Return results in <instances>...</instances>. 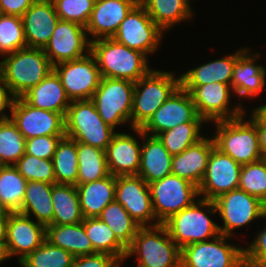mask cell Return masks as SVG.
Segmentation results:
<instances>
[{"label": "cell", "mask_w": 266, "mask_h": 267, "mask_svg": "<svg viewBox=\"0 0 266 267\" xmlns=\"http://www.w3.org/2000/svg\"><path fill=\"white\" fill-rule=\"evenodd\" d=\"M0 61V79L13 98H20L39 84L53 65L41 48H23Z\"/></svg>", "instance_id": "obj_1"}, {"label": "cell", "mask_w": 266, "mask_h": 267, "mask_svg": "<svg viewBox=\"0 0 266 267\" xmlns=\"http://www.w3.org/2000/svg\"><path fill=\"white\" fill-rule=\"evenodd\" d=\"M90 53L96 60L101 77L135 83L151 70L145 54L130 49L113 38L91 40Z\"/></svg>", "instance_id": "obj_2"}, {"label": "cell", "mask_w": 266, "mask_h": 267, "mask_svg": "<svg viewBox=\"0 0 266 267\" xmlns=\"http://www.w3.org/2000/svg\"><path fill=\"white\" fill-rule=\"evenodd\" d=\"M251 114L252 118L247 122L244 121V115L236 119L214 122L215 147L241 165L263 158L259 149L257 113L253 110Z\"/></svg>", "instance_id": "obj_3"}, {"label": "cell", "mask_w": 266, "mask_h": 267, "mask_svg": "<svg viewBox=\"0 0 266 267\" xmlns=\"http://www.w3.org/2000/svg\"><path fill=\"white\" fill-rule=\"evenodd\" d=\"M205 207H208L205 211L211 215L217 211L214 201L202 198L163 223L171 239L180 249L220 235L218 224L214 223L202 210Z\"/></svg>", "instance_id": "obj_4"}, {"label": "cell", "mask_w": 266, "mask_h": 267, "mask_svg": "<svg viewBox=\"0 0 266 267\" xmlns=\"http://www.w3.org/2000/svg\"><path fill=\"white\" fill-rule=\"evenodd\" d=\"M174 72L150 70L135 82L131 129L142 128L154 112L180 87Z\"/></svg>", "instance_id": "obj_5"}, {"label": "cell", "mask_w": 266, "mask_h": 267, "mask_svg": "<svg viewBox=\"0 0 266 267\" xmlns=\"http://www.w3.org/2000/svg\"><path fill=\"white\" fill-rule=\"evenodd\" d=\"M135 254L137 267H180L181 249L163 224L138 229L127 247L125 259Z\"/></svg>", "instance_id": "obj_6"}, {"label": "cell", "mask_w": 266, "mask_h": 267, "mask_svg": "<svg viewBox=\"0 0 266 267\" xmlns=\"http://www.w3.org/2000/svg\"><path fill=\"white\" fill-rule=\"evenodd\" d=\"M115 134L91 99L71 101L65 116V136L105 151Z\"/></svg>", "instance_id": "obj_7"}, {"label": "cell", "mask_w": 266, "mask_h": 267, "mask_svg": "<svg viewBox=\"0 0 266 267\" xmlns=\"http://www.w3.org/2000/svg\"><path fill=\"white\" fill-rule=\"evenodd\" d=\"M148 185L153 212L157 219L155 224H163L171 216L193 204L199 196L197 185L173 174Z\"/></svg>", "instance_id": "obj_8"}, {"label": "cell", "mask_w": 266, "mask_h": 267, "mask_svg": "<svg viewBox=\"0 0 266 267\" xmlns=\"http://www.w3.org/2000/svg\"><path fill=\"white\" fill-rule=\"evenodd\" d=\"M135 83L125 79L102 77L91 100L105 123L116 125L131 121Z\"/></svg>", "instance_id": "obj_9"}, {"label": "cell", "mask_w": 266, "mask_h": 267, "mask_svg": "<svg viewBox=\"0 0 266 267\" xmlns=\"http://www.w3.org/2000/svg\"><path fill=\"white\" fill-rule=\"evenodd\" d=\"M229 236L187 245L181 249L180 267H245L244 248L226 243Z\"/></svg>", "instance_id": "obj_10"}, {"label": "cell", "mask_w": 266, "mask_h": 267, "mask_svg": "<svg viewBox=\"0 0 266 267\" xmlns=\"http://www.w3.org/2000/svg\"><path fill=\"white\" fill-rule=\"evenodd\" d=\"M214 203L224 222L223 227L218 225L220 234L229 237L235 229L265 216L266 204L239 188L221 195Z\"/></svg>", "instance_id": "obj_11"}, {"label": "cell", "mask_w": 266, "mask_h": 267, "mask_svg": "<svg viewBox=\"0 0 266 267\" xmlns=\"http://www.w3.org/2000/svg\"><path fill=\"white\" fill-rule=\"evenodd\" d=\"M181 87L191 94L197 113L205 122L231 120L245 115L241 104L230 109L231 86L229 84L212 82Z\"/></svg>", "instance_id": "obj_12"}, {"label": "cell", "mask_w": 266, "mask_h": 267, "mask_svg": "<svg viewBox=\"0 0 266 267\" xmlns=\"http://www.w3.org/2000/svg\"><path fill=\"white\" fill-rule=\"evenodd\" d=\"M162 34L163 31L138 2L122 21L113 39L147 56L157 50Z\"/></svg>", "instance_id": "obj_13"}, {"label": "cell", "mask_w": 266, "mask_h": 267, "mask_svg": "<svg viewBox=\"0 0 266 267\" xmlns=\"http://www.w3.org/2000/svg\"><path fill=\"white\" fill-rule=\"evenodd\" d=\"M71 101L89 100L101 81L100 70L94 56L88 55L53 66Z\"/></svg>", "instance_id": "obj_14"}, {"label": "cell", "mask_w": 266, "mask_h": 267, "mask_svg": "<svg viewBox=\"0 0 266 267\" xmlns=\"http://www.w3.org/2000/svg\"><path fill=\"white\" fill-rule=\"evenodd\" d=\"M12 122L25 139L39 136L65 135V116L28 104L22 97L11 104Z\"/></svg>", "instance_id": "obj_15"}, {"label": "cell", "mask_w": 266, "mask_h": 267, "mask_svg": "<svg viewBox=\"0 0 266 267\" xmlns=\"http://www.w3.org/2000/svg\"><path fill=\"white\" fill-rule=\"evenodd\" d=\"M87 36L84 26L59 19L48 44L43 49L44 53L53 66L80 59L91 50V40Z\"/></svg>", "instance_id": "obj_16"}, {"label": "cell", "mask_w": 266, "mask_h": 267, "mask_svg": "<svg viewBox=\"0 0 266 267\" xmlns=\"http://www.w3.org/2000/svg\"><path fill=\"white\" fill-rule=\"evenodd\" d=\"M187 122L205 123L197 113L191 94L180 86L141 129L147 135L151 132V136H157Z\"/></svg>", "instance_id": "obj_17"}, {"label": "cell", "mask_w": 266, "mask_h": 267, "mask_svg": "<svg viewBox=\"0 0 266 267\" xmlns=\"http://www.w3.org/2000/svg\"><path fill=\"white\" fill-rule=\"evenodd\" d=\"M242 165L214 147L208 159L206 172L198 186L199 195L214 201L221 195L237 189Z\"/></svg>", "instance_id": "obj_18"}, {"label": "cell", "mask_w": 266, "mask_h": 267, "mask_svg": "<svg viewBox=\"0 0 266 267\" xmlns=\"http://www.w3.org/2000/svg\"><path fill=\"white\" fill-rule=\"evenodd\" d=\"M115 200L120 203L129 215L145 227L159 224L148 223L156 219L152 208L149 185L138 175L116 176Z\"/></svg>", "instance_id": "obj_19"}, {"label": "cell", "mask_w": 266, "mask_h": 267, "mask_svg": "<svg viewBox=\"0 0 266 267\" xmlns=\"http://www.w3.org/2000/svg\"><path fill=\"white\" fill-rule=\"evenodd\" d=\"M46 236V227L30 220V217L16 213L8 215L6 230L5 260L21 255L19 262L38 248Z\"/></svg>", "instance_id": "obj_20"}, {"label": "cell", "mask_w": 266, "mask_h": 267, "mask_svg": "<svg viewBox=\"0 0 266 267\" xmlns=\"http://www.w3.org/2000/svg\"><path fill=\"white\" fill-rule=\"evenodd\" d=\"M21 17L27 47L44 49L59 21L52 0H36Z\"/></svg>", "instance_id": "obj_21"}, {"label": "cell", "mask_w": 266, "mask_h": 267, "mask_svg": "<svg viewBox=\"0 0 266 267\" xmlns=\"http://www.w3.org/2000/svg\"><path fill=\"white\" fill-rule=\"evenodd\" d=\"M138 0H96L86 25V32L94 40L113 38L120 24Z\"/></svg>", "instance_id": "obj_22"}, {"label": "cell", "mask_w": 266, "mask_h": 267, "mask_svg": "<svg viewBox=\"0 0 266 267\" xmlns=\"http://www.w3.org/2000/svg\"><path fill=\"white\" fill-rule=\"evenodd\" d=\"M248 48L237 51V61L233 66L232 91L239 97H255L264 89L266 70L262 65L254 64L259 57L249 54Z\"/></svg>", "instance_id": "obj_23"}, {"label": "cell", "mask_w": 266, "mask_h": 267, "mask_svg": "<svg viewBox=\"0 0 266 267\" xmlns=\"http://www.w3.org/2000/svg\"><path fill=\"white\" fill-rule=\"evenodd\" d=\"M133 130L146 141L141 146L140 168L137 175L150 184L171 174L173 156L159 138L145 134L141 128Z\"/></svg>", "instance_id": "obj_24"}, {"label": "cell", "mask_w": 266, "mask_h": 267, "mask_svg": "<svg viewBox=\"0 0 266 267\" xmlns=\"http://www.w3.org/2000/svg\"><path fill=\"white\" fill-rule=\"evenodd\" d=\"M107 166L113 176L137 175L140 168L141 147L130 134L116 133L106 150Z\"/></svg>", "instance_id": "obj_25"}, {"label": "cell", "mask_w": 266, "mask_h": 267, "mask_svg": "<svg viewBox=\"0 0 266 267\" xmlns=\"http://www.w3.org/2000/svg\"><path fill=\"white\" fill-rule=\"evenodd\" d=\"M214 147L213 138L203 137L180 154L173 155L171 174L199 186L206 172L208 159Z\"/></svg>", "instance_id": "obj_26"}, {"label": "cell", "mask_w": 266, "mask_h": 267, "mask_svg": "<svg viewBox=\"0 0 266 267\" xmlns=\"http://www.w3.org/2000/svg\"><path fill=\"white\" fill-rule=\"evenodd\" d=\"M22 98L30 105L66 116L71 100L68 98L59 76L52 70L39 84Z\"/></svg>", "instance_id": "obj_27"}, {"label": "cell", "mask_w": 266, "mask_h": 267, "mask_svg": "<svg viewBox=\"0 0 266 267\" xmlns=\"http://www.w3.org/2000/svg\"><path fill=\"white\" fill-rule=\"evenodd\" d=\"M84 218L98 217L102 210L115 200L116 176L75 185Z\"/></svg>", "instance_id": "obj_28"}, {"label": "cell", "mask_w": 266, "mask_h": 267, "mask_svg": "<svg viewBox=\"0 0 266 267\" xmlns=\"http://www.w3.org/2000/svg\"><path fill=\"white\" fill-rule=\"evenodd\" d=\"M45 239L74 257L97 253L86 235L83 223L46 226Z\"/></svg>", "instance_id": "obj_29"}, {"label": "cell", "mask_w": 266, "mask_h": 267, "mask_svg": "<svg viewBox=\"0 0 266 267\" xmlns=\"http://www.w3.org/2000/svg\"><path fill=\"white\" fill-rule=\"evenodd\" d=\"M236 61L237 51L233 53V55L231 54L190 69L186 73L180 75V85L199 86L212 82H221L231 86L233 66Z\"/></svg>", "instance_id": "obj_30"}, {"label": "cell", "mask_w": 266, "mask_h": 267, "mask_svg": "<svg viewBox=\"0 0 266 267\" xmlns=\"http://www.w3.org/2000/svg\"><path fill=\"white\" fill-rule=\"evenodd\" d=\"M53 184L28 181L25 189L22 209L18 212L30 217L33 213L37 222L44 225H52L53 203H52Z\"/></svg>", "instance_id": "obj_31"}, {"label": "cell", "mask_w": 266, "mask_h": 267, "mask_svg": "<svg viewBox=\"0 0 266 267\" xmlns=\"http://www.w3.org/2000/svg\"><path fill=\"white\" fill-rule=\"evenodd\" d=\"M52 203V224L66 225L83 221L84 217L80 208L79 194L75 185L53 184Z\"/></svg>", "instance_id": "obj_32"}, {"label": "cell", "mask_w": 266, "mask_h": 267, "mask_svg": "<svg viewBox=\"0 0 266 267\" xmlns=\"http://www.w3.org/2000/svg\"><path fill=\"white\" fill-rule=\"evenodd\" d=\"M154 23L164 32L171 26L192 18L189 0H140Z\"/></svg>", "instance_id": "obj_33"}, {"label": "cell", "mask_w": 266, "mask_h": 267, "mask_svg": "<svg viewBox=\"0 0 266 267\" xmlns=\"http://www.w3.org/2000/svg\"><path fill=\"white\" fill-rule=\"evenodd\" d=\"M86 235L97 253H106L125 260L127 248L116 238L109 226L99 217L84 218L82 221Z\"/></svg>", "instance_id": "obj_34"}, {"label": "cell", "mask_w": 266, "mask_h": 267, "mask_svg": "<svg viewBox=\"0 0 266 267\" xmlns=\"http://www.w3.org/2000/svg\"><path fill=\"white\" fill-rule=\"evenodd\" d=\"M77 184L93 182L110 175L104 150L77 142Z\"/></svg>", "instance_id": "obj_35"}, {"label": "cell", "mask_w": 266, "mask_h": 267, "mask_svg": "<svg viewBox=\"0 0 266 267\" xmlns=\"http://www.w3.org/2000/svg\"><path fill=\"white\" fill-rule=\"evenodd\" d=\"M56 184L76 185L78 179L77 142L64 136L52 158Z\"/></svg>", "instance_id": "obj_36"}, {"label": "cell", "mask_w": 266, "mask_h": 267, "mask_svg": "<svg viewBox=\"0 0 266 267\" xmlns=\"http://www.w3.org/2000/svg\"><path fill=\"white\" fill-rule=\"evenodd\" d=\"M27 182L14 165H0V201L10 213L22 209Z\"/></svg>", "instance_id": "obj_37"}, {"label": "cell", "mask_w": 266, "mask_h": 267, "mask_svg": "<svg viewBox=\"0 0 266 267\" xmlns=\"http://www.w3.org/2000/svg\"><path fill=\"white\" fill-rule=\"evenodd\" d=\"M113 231L116 238L127 248L134 239L140 225L116 200L108 204L98 216Z\"/></svg>", "instance_id": "obj_38"}, {"label": "cell", "mask_w": 266, "mask_h": 267, "mask_svg": "<svg viewBox=\"0 0 266 267\" xmlns=\"http://www.w3.org/2000/svg\"><path fill=\"white\" fill-rule=\"evenodd\" d=\"M74 256L46 239L20 261L22 267H71Z\"/></svg>", "instance_id": "obj_39"}, {"label": "cell", "mask_w": 266, "mask_h": 267, "mask_svg": "<svg viewBox=\"0 0 266 267\" xmlns=\"http://www.w3.org/2000/svg\"><path fill=\"white\" fill-rule=\"evenodd\" d=\"M203 122L182 123L157 135L168 152L173 156L180 154L189 146L203 138L200 129Z\"/></svg>", "instance_id": "obj_40"}, {"label": "cell", "mask_w": 266, "mask_h": 267, "mask_svg": "<svg viewBox=\"0 0 266 267\" xmlns=\"http://www.w3.org/2000/svg\"><path fill=\"white\" fill-rule=\"evenodd\" d=\"M25 142L10 118L0 120V165H15L25 154Z\"/></svg>", "instance_id": "obj_41"}, {"label": "cell", "mask_w": 266, "mask_h": 267, "mask_svg": "<svg viewBox=\"0 0 266 267\" xmlns=\"http://www.w3.org/2000/svg\"><path fill=\"white\" fill-rule=\"evenodd\" d=\"M238 188L266 204V158L242 165Z\"/></svg>", "instance_id": "obj_42"}, {"label": "cell", "mask_w": 266, "mask_h": 267, "mask_svg": "<svg viewBox=\"0 0 266 267\" xmlns=\"http://www.w3.org/2000/svg\"><path fill=\"white\" fill-rule=\"evenodd\" d=\"M22 17L4 14L0 17V55L26 48Z\"/></svg>", "instance_id": "obj_43"}, {"label": "cell", "mask_w": 266, "mask_h": 267, "mask_svg": "<svg viewBox=\"0 0 266 267\" xmlns=\"http://www.w3.org/2000/svg\"><path fill=\"white\" fill-rule=\"evenodd\" d=\"M14 166L27 181L56 184L52 160L24 154Z\"/></svg>", "instance_id": "obj_44"}, {"label": "cell", "mask_w": 266, "mask_h": 267, "mask_svg": "<svg viewBox=\"0 0 266 267\" xmlns=\"http://www.w3.org/2000/svg\"><path fill=\"white\" fill-rule=\"evenodd\" d=\"M96 0H52L60 20L86 27Z\"/></svg>", "instance_id": "obj_45"}, {"label": "cell", "mask_w": 266, "mask_h": 267, "mask_svg": "<svg viewBox=\"0 0 266 267\" xmlns=\"http://www.w3.org/2000/svg\"><path fill=\"white\" fill-rule=\"evenodd\" d=\"M65 135L39 136L26 139L25 154L33 155L40 159L52 160L57 145Z\"/></svg>", "instance_id": "obj_46"}, {"label": "cell", "mask_w": 266, "mask_h": 267, "mask_svg": "<svg viewBox=\"0 0 266 267\" xmlns=\"http://www.w3.org/2000/svg\"><path fill=\"white\" fill-rule=\"evenodd\" d=\"M245 267H266V227L248 248H244Z\"/></svg>", "instance_id": "obj_47"}, {"label": "cell", "mask_w": 266, "mask_h": 267, "mask_svg": "<svg viewBox=\"0 0 266 267\" xmlns=\"http://www.w3.org/2000/svg\"><path fill=\"white\" fill-rule=\"evenodd\" d=\"M120 261L106 253L75 257L71 267H120Z\"/></svg>", "instance_id": "obj_48"}, {"label": "cell", "mask_w": 266, "mask_h": 267, "mask_svg": "<svg viewBox=\"0 0 266 267\" xmlns=\"http://www.w3.org/2000/svg\"><path fill=\"white\" fill-rule=\"evenodd\" d=\"M36 0H0L4 14L21 17Z\"/></svg>", "instance_id": "obj_49"}, {"label": "cell", "mask_w": 266, "mask_h": 267, "mask_svg": "<svg viewBox=\"0 0 266 267\" xmlns=\"http://www.w3.org/2000/svg\"><path fill=\"white\" fill-rule=\"evenodd\" d=\"M8 88L6 87V85L4 84V82L0 79V120H5V119H9V117L7 116V114H4L3 111H5V109L7 108H11V104L13 101V97L10 96L9 98V94H8Z\"/></svg>", "instance_id": "obj_50"}, {"label": "cell", "mask_w": 266, "mask_h": 267, "mask_svg": "<svg viewBox=\"0 0 266 267\" xmlns=\"http://www.w3.org/2000/svg\"><path fill=\"white\" fill-rule=\"evenodd\" d=\"M257 132L259 149L263 156L266 158V122L257 114Z\"/></svg>", "instance_id": "obj_51"}, {"label": "cell", "mask_w": 266, "mask_h": 267, "mask_svg": "<svg viewBox=\"0 0 266 267\" xmlns=\"http://www.w3.org/2000/svg\"><path fill=\"white\" fill-rule=\"evenodd\" d=\"M7 222L8 218L0 219V259L2 261L5 260Z\"/></svg>", "instance_id": "obj_52"}, {"label": "cell", "mask_w": 266, "mask_h": 267, "mask_svg": "<svg viewBox=\"0 0 266 267\" xmlns=\"http://www.w3.org/2000/svg\"><path fill=\"white\" fill-rule=\"evenodd\" d=\"M254 111L266 122V104L254 108Z\"/></svg>", "instance_id": "obj_53"}, {"label": "cell", "mask_w": 266, "mask_h": 267, "mask_svg": "<svg viewBox=\"0 0 266 267\" xmlns=\"http://www.w3.org/2000/svg\"><path fill=\"white\" fill-rule=\"evenodd\" d=\"M10 211L0 201V219L8 218Z\"/></svg>", "instance_id": "obj_54"}, {"label": "cell", "mask_w": 266, "mask_h": 267, "mask_svg": "<svg viewBox=\"0 0 266 267\" xmlns=\"http://www.w3.org/2000/svg\"><path fill=\"white\" fill-rule=\"evenodd\" d=\"M4 15V11H3V8H2V4L0 2V17Z\"/></svg>", "instance_id": "obj_55"}]
</instances>
